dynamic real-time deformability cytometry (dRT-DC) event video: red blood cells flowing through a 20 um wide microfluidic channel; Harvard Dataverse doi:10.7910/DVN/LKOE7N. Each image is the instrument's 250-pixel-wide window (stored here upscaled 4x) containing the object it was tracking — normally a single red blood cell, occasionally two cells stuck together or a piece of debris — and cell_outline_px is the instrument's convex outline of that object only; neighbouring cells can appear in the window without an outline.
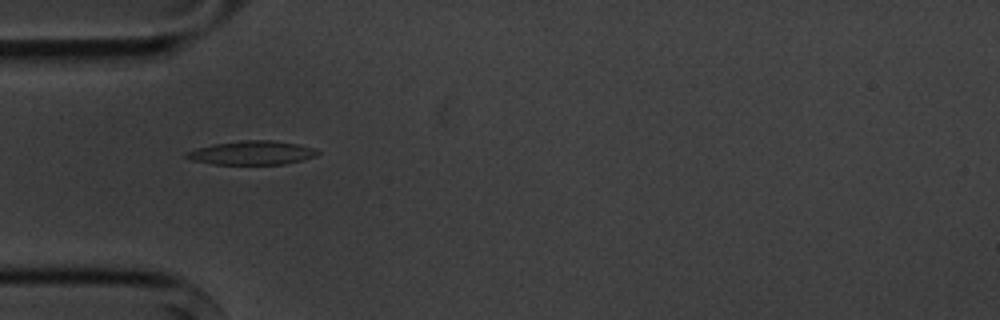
{"species": "common noctule bat (a hibernating species)", "species_latin": "Nyctalus noctula", "temperature_condition": "cold", "stored_images_in_passage": 6, "camera_frame_rate_fps": 3000, "um_per_image_px": 0.085, "animal": {"sex": "male", "body_mass_g": 20.1, "forearm_length_mm": 53.5}, "frame": {"image": 1, "passage_image": 5, "time_ms": 4.667, "image_size_px": [1000, 320], "cell_outline_px": [[320, 152], [316, 156], [304, 160], [284, 164], [212, 164], [192, 160], [184, 156], [184, 152], [196, 148], [212, 144], [244, 140], [272, 140], [296, 144], [316, 148]], "centroid_in_image_um": [21.41, 12.99], "position_along_channel_um": 63.6, "area_um2": 18.32}}
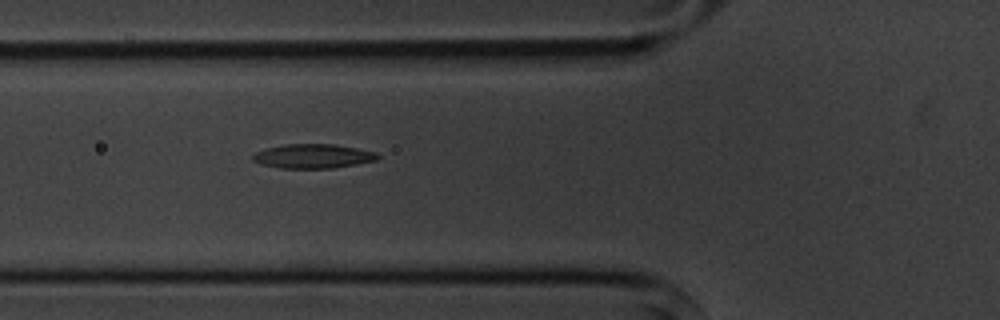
{"frame": {"image": 2, "passage_image": 6, "time_ms": 5.667, "image_size_px": [1000, 320], "cell_outline_px": [[380, 156], [376, 160], [356, 164], [332, 168], [280, 168], [260, 164], [252, 160], [252, 156], [256, 152], [264, 148], [284, 144], [336, 144], [376, 152]], "centroid_in_image_um": [26.57, 13.27], "position_along_channel_um": 99.2, "area_um2": 17.69}}